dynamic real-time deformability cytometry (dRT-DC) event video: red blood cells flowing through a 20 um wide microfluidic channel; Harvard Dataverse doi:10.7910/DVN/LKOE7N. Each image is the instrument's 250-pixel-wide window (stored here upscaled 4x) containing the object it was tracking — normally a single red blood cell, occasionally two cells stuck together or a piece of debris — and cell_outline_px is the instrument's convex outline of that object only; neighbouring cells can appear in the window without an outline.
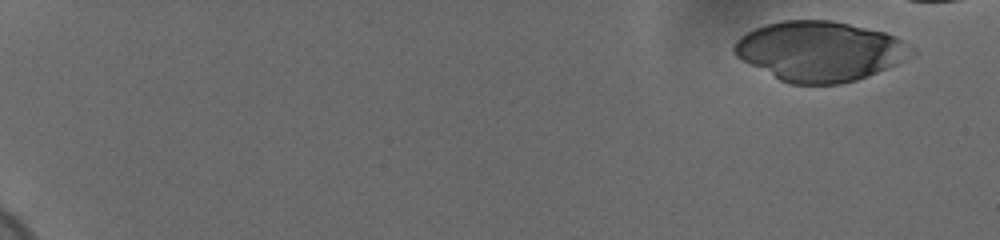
{"species": "human", "species_latin": "Homo sapiens", "temperature_condition": "cold", "stored_images_in_passage": 45, "camera_frame_rate_fps": 3000, "um_per_image_px": 0.085, "donor": {"sex": "female"}, "frame": {"image": 1, "passage_image": 1, "time_ms": 0.0, "image_size_px": [1000, 240], "cell_outline_px": [[908, 56], [904, 60], [896, 64], [868, 76], [856, 80], [840, 84], [788, 84], [740, 60], [732, 52], [732, 48], [736, 40], [740, 36], [764, 24], [780, 20], [832, 20], [884, 32], [896, 36], [900, 40]], "centroid_in_image_um": [69.55, 4.35], "position_along_channel_um": 15.4, "area_um2": 61.21}}
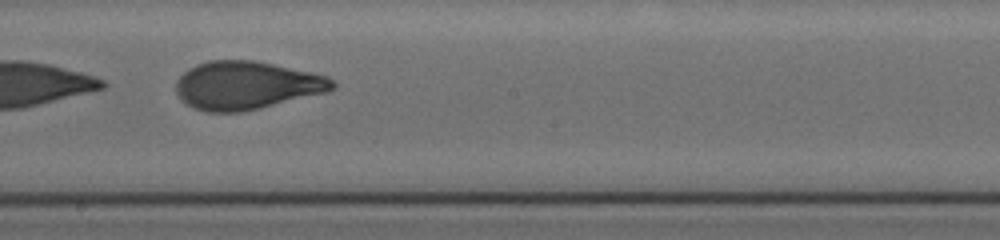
{"frame": {"image": 2, "passage_image": 34, "time_ms": 11.0, "image_size_px": [1000, 240], "cell_outline_px": [[336, 88], [328, 92], [260, 108], [240, 112], [208, 112], [192, 108], [176, 92], [176, 80], [188, 68], [196, 64], [208, 60], [252, 60], [272, 64], [328, 76], [336, 84]], "centroid_in_image_um": [20.95, 7.26], "position_along_channel_um": 227.2, "area_um2": 43.81}}